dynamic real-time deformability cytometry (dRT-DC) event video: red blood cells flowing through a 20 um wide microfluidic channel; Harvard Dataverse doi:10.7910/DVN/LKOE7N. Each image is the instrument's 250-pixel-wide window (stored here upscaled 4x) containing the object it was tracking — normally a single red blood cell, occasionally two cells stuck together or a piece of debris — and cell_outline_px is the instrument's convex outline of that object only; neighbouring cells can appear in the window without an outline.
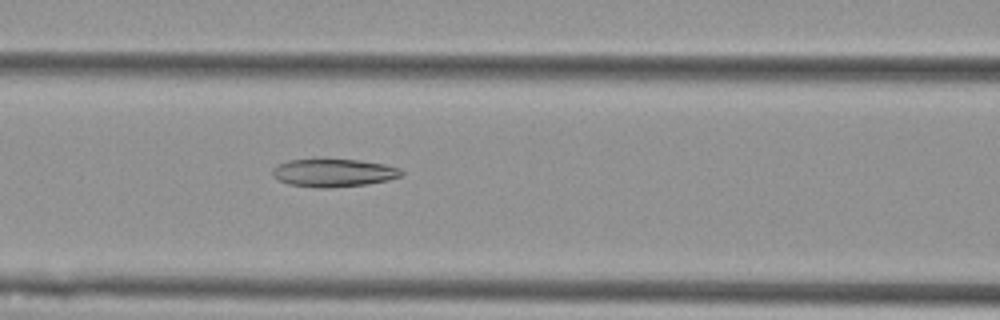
{"species": "Egyptian fruit bat (a non-hibernating species)", "species_latin": "Rousettus aegyptiacus", "temperature_condition": "cold", "stored_images_in_passage": 56, "camera_frame_rate_fps": 3000, "um_per_image_px": 0.085, "animal": {"sex": "female"}, "frame": {"image": 1, "passage_image": 24, "time_ms": 7.667, "image_size_px": [1000, 320], "cell_outline_px": [[404, 176], [388, 180], [368, 184], [328, 188], [320, 188], [288, 184], [272, 176], [272, 168], [276, 164], [288, 160], [320, 156], [324, 156], [360, 160], [384, 164], [400, 168], [404, 172]], "centroid_in_image_um": [28.33, 14.64], "position_along_channel_um": 138.3, "area_um2": 22.14}}
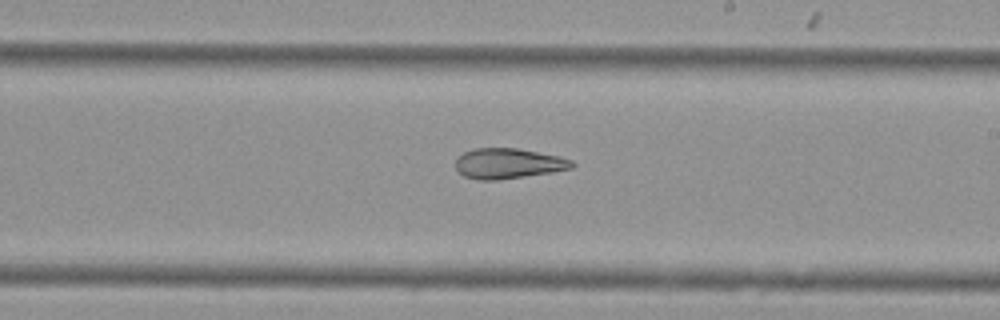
{"frame": {"image": 2, "passage_image": 33, "time_ms": 10.667, "image_size_px": [1000, 320], "cell_outline_px": [[576, 164], [572, 168], [552, 172], [496, 180], [476, 180], [464, 176], [456, 168], [456, 156], [464, 152], [476, 148], [516, 148], [560, 156], [572, 160]], "centroid_in_image_um": [43.19, 13.89], "position_along_channel_um": 245.8, "area_um2": 20.58}}
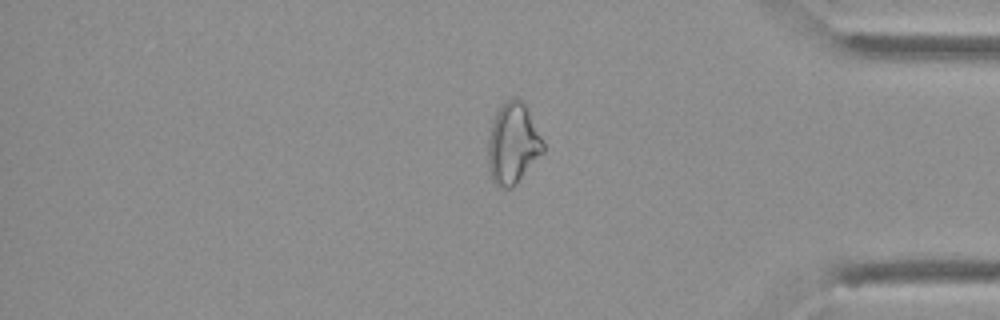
{"frame": {"image": 3, "passage_image": 47, "time_ms": 15.333, "image_size_px": [1000, 320], "cell_outline_px": [[544, 152], [516, 184], [512, 188], [504, 188], [496, 184], [492, 180], [488, 172], [488, 136], [492, 120], [496, 112], [512, 96], [516, 96], [524, 100], [544, 144]], "centroid_in_image_um": [43.58, 12.19], "position_along_channel_um": 391.6, "area_um2": 26.18}, "authors_computed_cell_mechanics": {"area_um2": 25.8655, "velocity_mm_per_s": 3.6004, "shape_relaxation_time_tau1_ms": null, "shape_relaxation_time_tau2_ms": 4.5573, "deformation_change_tau1": null, "deformation_change_tau2": 0.1342}}